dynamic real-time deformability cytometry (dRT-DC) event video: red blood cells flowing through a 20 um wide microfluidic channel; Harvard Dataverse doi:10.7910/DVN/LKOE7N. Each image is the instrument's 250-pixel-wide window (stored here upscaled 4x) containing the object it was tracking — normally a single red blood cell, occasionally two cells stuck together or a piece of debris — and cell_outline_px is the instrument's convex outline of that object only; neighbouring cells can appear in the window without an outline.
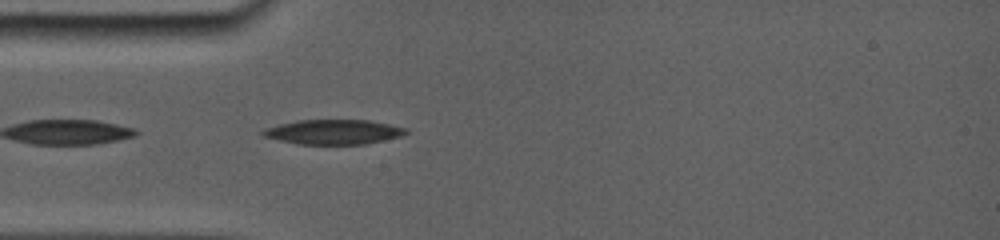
{"species": "common noctule bat (a hibernating species)", "species_latin": "Nyctalus noctula", "temperature_condition": "room temperature", "stored_images_in_passage": 28, "camera_frame_rate_fps": 5000, "um_per_image_px": 0.085, "animal": {"sex": "female", "body_mass_g": 19.0, "forearm_length_mm": 56.7}, "frame": {"image": 1, "passage_image": 1, "time_ms": 0.0, "image_size_px": [1000, 240], "cell_outline_px": [[408, 132], [396, 136], [380, 140], [360, 144], [300, 144], [264, 136], [264, 132], [268, 128], [280, 124], [300, 120], [368, 120], [388, 124], [404, 128]], "centroid_in_image_um": [28.34, 11.2], "position_along_channel_um": 56.7, "area_um2": 19.71}}
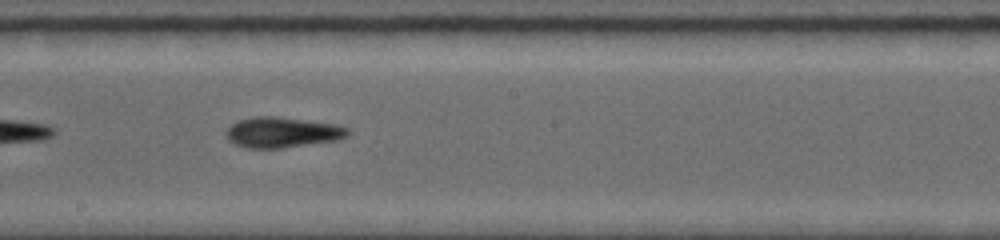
{"frame": {"image": 2, "passage_image": 11, "time_ms": 4.4, "image_size_px": [1000, 240], "cell_outline_px": [[348, 136], [336, 140], [280, 148], [248, 148], [236, 144], [228, 140], [224, 132], [232, 124], [240, 120], [256, 116], [276, 116], [336, 124], [348, 128]], "centroid_in_image_um": [23.97, 11.24], "position_along_channel_um": 224.2, "area_um2": 21.44}}
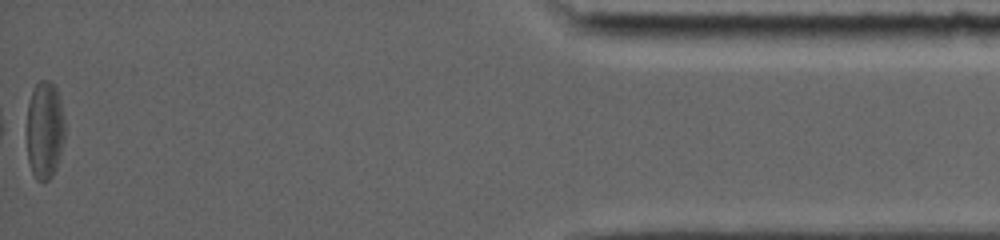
{"frame": {"image": 3, "passage_image": 28, "time_ms": 11.6, "image_size_px": [1000, 240], "cell_outline_px": [[64, 140], [56, 168], [52, 176], [48, 180], [36, 180], [32, 172], [28, 160], [28, 104], [32, 88], [40, 80], [48, 80], [56, 88], [60, 100], [64, 116]], "centroid_in_image_um": [3.81, 11.04], "position_along_channel_um": 431.4, "area_um2": 21.56}, "authors_computed_cell_mechanics": {"area_um2": 20.8369, "velocity_mm_per_s": 3.8552, "shape_relaxation_time_tau1_ms": 3.9054, "shape_relaxation_time_tau2_ms": 7.6076, "deformation_change_tau1": 0.1122, "deformation_change_tau2": 0.2069}}